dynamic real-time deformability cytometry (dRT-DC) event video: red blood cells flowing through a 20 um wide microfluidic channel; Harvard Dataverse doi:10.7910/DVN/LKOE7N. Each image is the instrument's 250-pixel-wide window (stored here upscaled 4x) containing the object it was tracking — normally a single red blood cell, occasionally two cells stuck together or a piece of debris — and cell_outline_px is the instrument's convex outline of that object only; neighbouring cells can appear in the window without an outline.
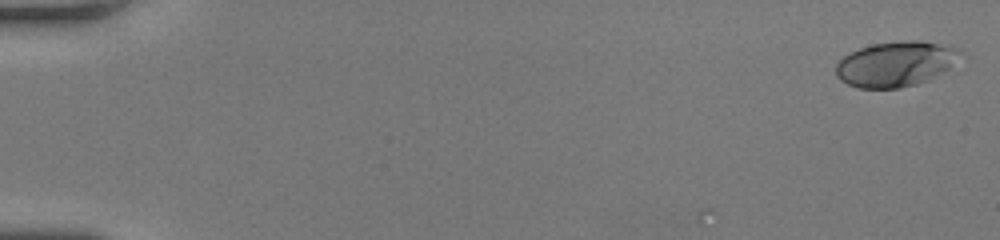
{"species": "human", "species_latin": "Homo sapiens", "temperature_condition": "room temperature", "stored_images_in_passage": 50, "camera_frame_rate_fps": 3000, "um_per_image_px": 0.085, "donor": {"sex": "female"}, "frame": {"image": 1, "passage_image": 1, "time_ms": 0.0, "image_size_px": [1000, 240], "cell_outline_px": [[968, 56], [928, 80], [916, 84], [900, 88], [860, 88], [848, 84], [840, 80], [836, 76], [836, 64], [848, 52], [872, 44], [904, 40], [920, 40], [960, 48]], "centroid_in_image_um": [76.2, 5.42], "position_along_channel_um": 8.8, "area_um2": 33.18}}
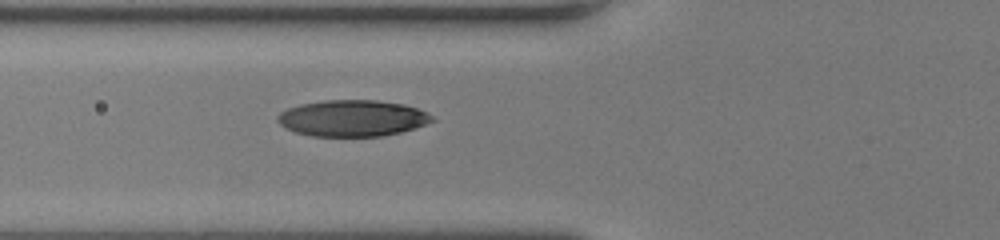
{"frame": {"image": 2, "passage_image": 21, "time_ms": 6.667, "image_size_px": [1000, 240], "cell_outline_px": [[436, 120], [400, 132], [384, 136], [312, 136], [296, 132], [280, 124], [276, 120], [276, 116], [280, 112], [288, 108], [300, 104], [324, 100], [376, 100], [404, 104], [428, 112]], "centroid_in_image_um": [29.95, 10.04], "position_along_channel_um": 95.9, "area_um2": 32.66}}
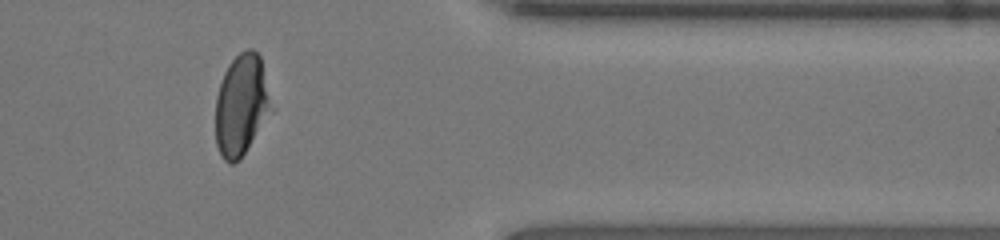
{"frame": {"image": 3, "passage_image": 43, "time_ms": 14.0, "image_size_px": [1000, 240], "cell_outline_px": [[276, 108], [240, 160], [232, 164], [228, 164], [220, 156], [216, 144], [216, 96], [224, 72], [228, 64], [240, 52], [248, 48], [252, 48], [260, 56]], "centroid_in_image_um": [20.57, 8.95], "position_along_channel_um": 390.8, "area_um2": 33.93}}